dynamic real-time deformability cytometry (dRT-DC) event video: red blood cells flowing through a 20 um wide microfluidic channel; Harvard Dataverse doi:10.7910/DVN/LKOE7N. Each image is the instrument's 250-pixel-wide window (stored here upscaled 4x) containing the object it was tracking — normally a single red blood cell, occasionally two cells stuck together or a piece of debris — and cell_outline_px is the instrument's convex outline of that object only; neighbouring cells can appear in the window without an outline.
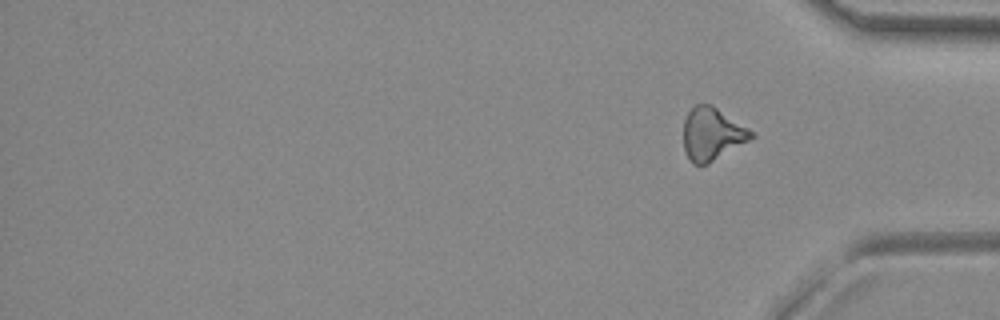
{"species": "common noctule bat (a hibernating species)", "species_latin": "Nyctalus noctula", "temperature_condition": "room temperature", "stored_images_in_passage": 39, "segment_of_instrument_passage": [2, 2], "camera_frame_rate_fps": 3000, "um_per_image_px": 0.085, "animal": {"sex": "female", "body_mass_g": 29.2, "forearm_length_mm": 56.3}, "frame": {"image": 1, "passage_image": 39, "time_ms": 12.667, "image_size_px": [1000, 320], "cell_outline_px": [[756, 136], [708, 164], [692, 164], [688, 160], [684, 152], [684, 120], [688, 112], [696, 104], [712, 104], [748, 128]], "centroid_in_image_um": [60.5, 11.39], "position_along_channel_um": 374.7, "area_um2": 20.75}}